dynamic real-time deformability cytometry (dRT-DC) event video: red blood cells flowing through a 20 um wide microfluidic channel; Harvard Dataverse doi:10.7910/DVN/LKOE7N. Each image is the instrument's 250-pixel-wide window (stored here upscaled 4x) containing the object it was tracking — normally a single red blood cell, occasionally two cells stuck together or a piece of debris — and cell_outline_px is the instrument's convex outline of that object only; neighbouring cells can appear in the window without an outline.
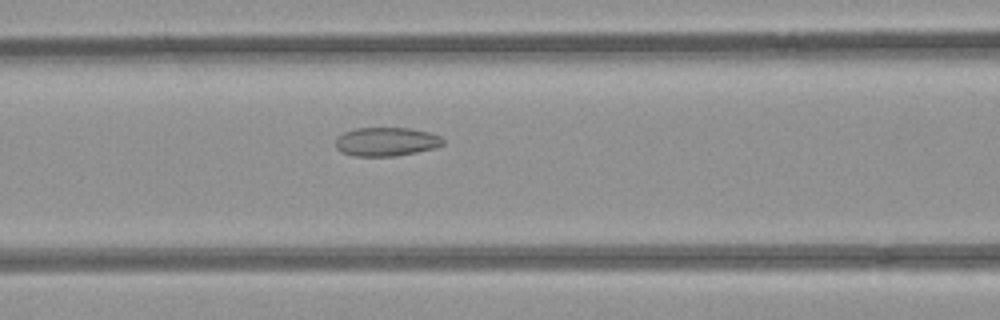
{"species": "common noctule bat (a hibernating species)", "species_latin": "Nyctalus noctula", "temperature_condition": "room temperature", "stored_images_in_passage": 53, "camera_frame_rate_fps": 3000, "um_per_image_px": 0.085, "animal": {"sex": "female", "body_mass_g": 21.9}, "frame": {"image": 1, "passage_image": 23, "time_ms": 7.333, "image_size_px": [1000, 320], "cell_outline_px": [[444, 144], [432, 148], [416, 152], [396, 156], [356, 156], [344, 152], [336, 148], [336, 136], [344, 132], [356, 128], [408, 128], [428, 132], [440, 136], [444, 140]], "centroid_in_image_um": [32.82, 12.04], "position_along_channel_um": 133.8, "area_um2": 17.86}}
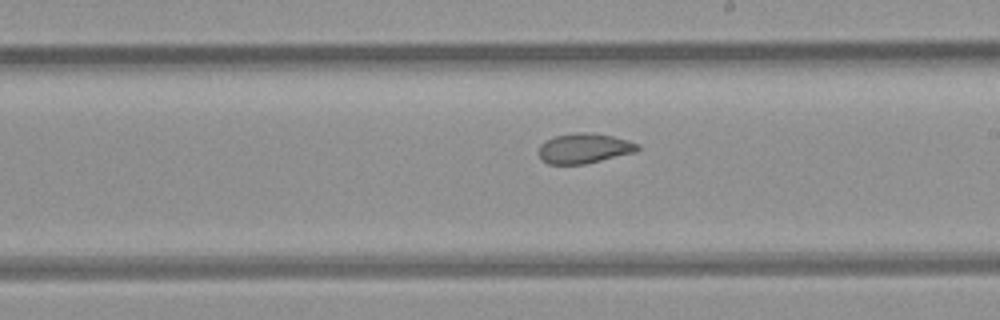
{"frame": {"image": 2, "passage_image": 31, "time_ms": 10.0, "image_size_px": [1000, 320], "cell_outline_px": [[640, 148], [636, 152], [584, 164], [548, 164], [540, 160], [540, 144], [556, 136], [576, 132], [588, 132], [612, 136], [628, 140], [640, 144]], "centroid_in_image_um": [49.68, 12.61], "position_along_channel_um": 239.3, "area_um2": 17.22}}
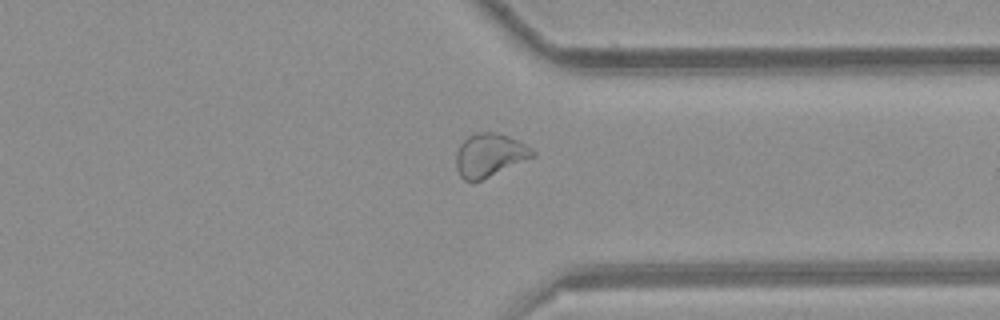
{"frame": {"image": 3, "passage_image": 41, "time_ms": 13.333, "image_size_px": [1000, 320], "cell_outline_px": [[536, 156], [480, 180], [464, 180], [460, 176], [456, 168], [456, 152], [460, 144], [468, 136], [476, 132], [496, 132], [508, 136], [532, 148], [536, 152]], "centroid_in_image_um": [41.61, 13.17], "position_along_channel_um": 369.8, "area_um2": 19.13}, "authors_computed_cell_mechanics": {"area_um2": 20.9814, "velocity_mm_per_s": 3.9691, "shape_relaxation_time_tau1_ms": null, "shape_relaxation_time_tau2_ms": 1.5074, "deformation_change_tau1": null, "deformation_change_tau2": 0.0712}}